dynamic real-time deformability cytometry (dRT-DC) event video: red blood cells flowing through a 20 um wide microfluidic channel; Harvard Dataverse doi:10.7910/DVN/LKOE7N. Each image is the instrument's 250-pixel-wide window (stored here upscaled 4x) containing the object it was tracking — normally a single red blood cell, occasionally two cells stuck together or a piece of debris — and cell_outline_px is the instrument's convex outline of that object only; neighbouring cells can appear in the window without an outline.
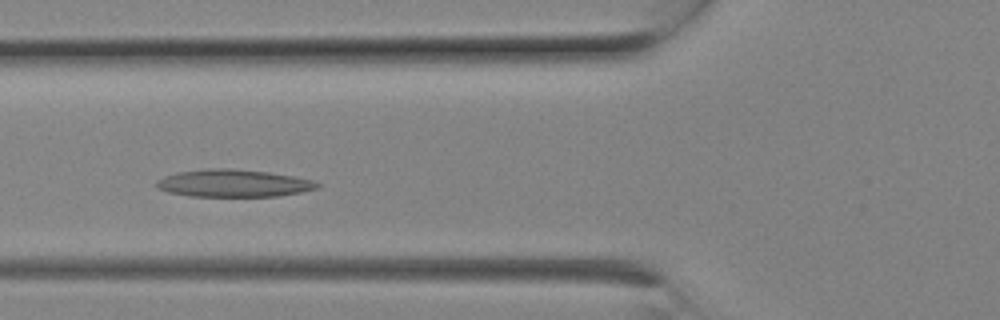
{"species": "Egyptian fruit bat (a non-hibernating species)", "species_latin": "Rousettus aegyptiacus", "temperature_condition": "room temperature", "stored_images_in_passage": 8, "camera_frame_rate_fps": 3000, "um_per_image_px": 0.085, "animal": {"sex": "female"}, "frame": {"image": 1, "passage_image": 7, "time_ms": 2.0, "image_size_px": [1000, 320], "cell_outline_px": [[320, 188], [300, 192], [276, 196], [188, 196], [168, 192], [156, 188], [156, 180], [164, 176], [176, 172], [208, 168], [232, 168], [268, 172], [292, 176], [312, 180], [320, 184]], "centroid_in_image_um": [19.8, 15.57], "position_along_channel_um": 106.0, "area_um2": 25.78}}
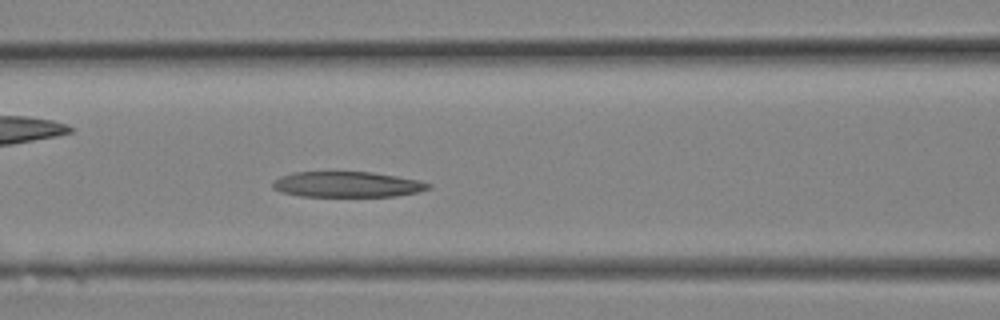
{"frame": {"image": 2, "passage_image": 8, "time_ms": 2.333, "image_size_px": [1000, 320], "cell_outline_px": [[432, 188], [420, 192], [396, 196], [300, 196], [280, 192], [272, 188], [272, 180], [280, 176], [292, 172], [372, 172], [420, 180], [432, 184]], "centroid_in_image_um": [29.51, 15.67], "position_along_channel_um": 137.1, "area_um2": 23.47}}